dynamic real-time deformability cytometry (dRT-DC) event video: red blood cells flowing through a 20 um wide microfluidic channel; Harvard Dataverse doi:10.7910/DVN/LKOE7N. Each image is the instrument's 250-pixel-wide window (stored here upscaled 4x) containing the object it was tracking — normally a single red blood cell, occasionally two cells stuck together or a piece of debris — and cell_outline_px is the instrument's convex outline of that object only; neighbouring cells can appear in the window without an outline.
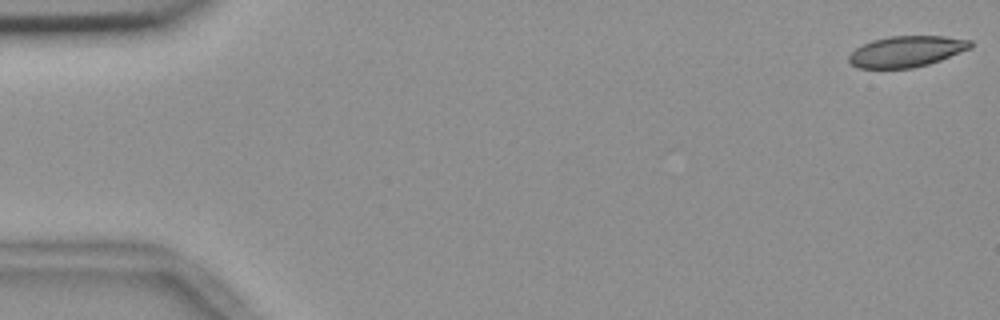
{"species": "common noctule bat (a hibernating species)", "species_latin": "Nyctalus noctula", "temperature_condition": "room temperature", "stored_images_in_passage": 55, "camera_frame_rate_fps": 3000, "um_per_image_px": 0.085, "animal": {"sex": "female", "body_mass_g": 18.4}, "frame": {"image": 1, "passage_image": 1, "time_ms": 0.0, "image_size_px": [1000, 320], "cell_outline_px": [[972, 48], [940, 60], [928, 64], [912, 68], [860, 68], [852, 64], [848, 60], [848, 56], [856, 48], [872, 40], [888, 36], [944, 36], [972, 40]], "centroid_in_image_um": [77.07, 4.36], "position_along_channel_um": 7.9, "area_um2": 21.91}}
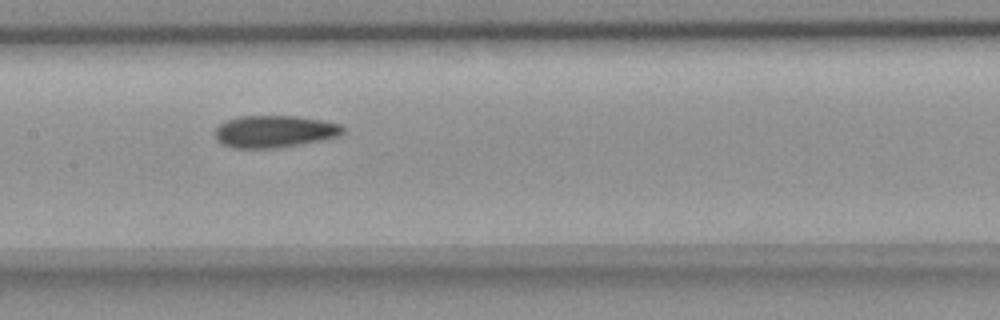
{"frame": {"image": 2, "passage_image": 27, "time_ms": 8.667, "image_size_px": [1000, 320], "cell_outline_px": [[344, 132], [340, 136], [300, 144], [276, 148], [232, 148], [220, 144], [216, 140], [216, 128], [220, 124], [228, 120], [240, 116], [296, 116], [320, 120], [340, 124], [344, 128]], "centroid_in_image_um": [23.31, 11.18], "position_along_channel_um": 184.1, "area_um2": 23.87}}
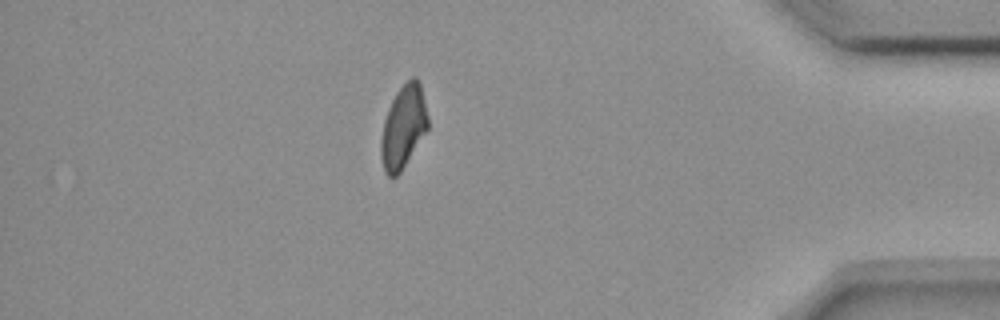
{"frame": {"image": 3, "passage_image": 48, "time_ms": 15.667, "image_size_px": [1000, 320], "cell_outline_px": [[428, 128], [400, 172], [396, 176], [388, 176], [384, 172], [380, 156], [380, 140], [384, 120], [388, 108], [396, 92], [412, 76], [416, 76], [420, 84], [428, 116]], "centroid_in_image_um": [34.26, 10.78], "position_along_channel_um": 400.9, "area_um2": 22.48}, "authors_computed_cell_mechanics": {"area_um2": 23.7558, "velocity_mm_per_s": 3.6722, "shape_relaxation_time_tau1_ms": 8.0367, "shape_relaxation_time_tau2_ms": 4.3428, "deformation_change_tau1": 0.1599, "deformation_change_tau2": 0.1061}}